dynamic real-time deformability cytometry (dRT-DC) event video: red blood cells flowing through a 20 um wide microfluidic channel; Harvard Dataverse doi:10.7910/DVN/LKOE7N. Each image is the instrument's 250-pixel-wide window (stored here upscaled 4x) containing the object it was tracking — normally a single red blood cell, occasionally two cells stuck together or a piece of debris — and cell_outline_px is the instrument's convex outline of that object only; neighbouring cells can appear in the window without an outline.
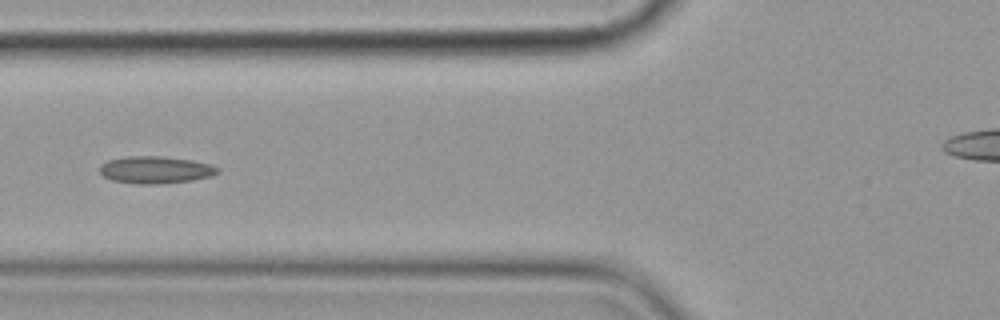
{"species": "common noctule bat (a hibernating species)", "species_latin": "Nyctalus noctula", "temperature_condition": "cold", "stored_images_in_passage": 3, "camera_frame_rate_fps": 3000, "um_per_image_px": 0.085, "animal": {"sex": "female", "body_mass_g": 19.9}, "frame": {"image": 1, "passage_image": 3, "time_ms": 2.333, "image_size_px": [1000, 320], "cell_outline_px": [[220, 172], [212, 176], [192, 180], [160, 184], [132, 184], [112, 180], [104, 176], [100, 172], [100, 164], [108, 160], [128, 156], [164, 156], [192, 160], [212, 164], [220, 168]], "centroid_in_image_um": [13.24, 14.44], "position_along_channel_um": 112.6, "area_um2": 18.96}}